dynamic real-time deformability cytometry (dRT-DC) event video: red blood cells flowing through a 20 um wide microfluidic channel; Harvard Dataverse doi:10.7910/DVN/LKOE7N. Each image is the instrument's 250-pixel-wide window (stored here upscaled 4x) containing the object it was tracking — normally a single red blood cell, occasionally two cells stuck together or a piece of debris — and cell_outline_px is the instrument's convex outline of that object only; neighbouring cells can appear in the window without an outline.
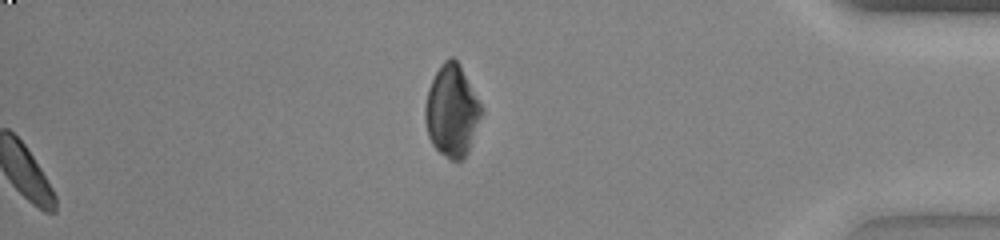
{"species": "common noctule bat (a hibernating species)", "species_latin": "Nyctalus noctula", "temperature_condition": "warm", "stored_images_in_passage": 42, "segment_of_instrument_passage": [2, 2], "camera_frame_rate_fps": 3000, "um_per_image_px": 0.085, "animal": {"sex": "female", "body_mass_g": 23.0, "forearm_length_mm": 53.4}, "frame": {"image": 1, "passage_image": 42, "time_ms": 13.667, "image_size_px": [1000, 240], "cell_outline_px": [[484, 112], [468, 152], [460, 160], [452, 160], [440, 152], [432, 144], [428, 136], [424, 120], [424, 104], [428, 88], [440, 64], [448, 56], [452, 56], [460, 64], [484, 108]], "centroid_in_image_um": [38.42, 9.39], "position_along_channel_um": 396.8, "area_um2": 30.52}}